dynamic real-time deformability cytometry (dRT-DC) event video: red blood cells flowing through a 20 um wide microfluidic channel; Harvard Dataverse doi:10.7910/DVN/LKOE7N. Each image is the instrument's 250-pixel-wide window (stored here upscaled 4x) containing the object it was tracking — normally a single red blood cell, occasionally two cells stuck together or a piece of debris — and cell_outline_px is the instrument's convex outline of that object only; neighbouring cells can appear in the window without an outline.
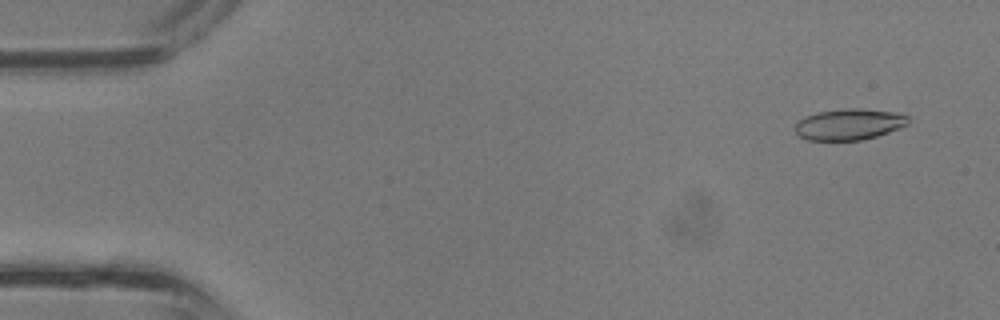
{"species": "common noctule bat (a hibernating species)", "species_latin": "Nyctalus noctula", "temperature_condition": "room temperature", "stored_images_in_passage": 13, "camera_frame_rate_fps": 3000, "um_per_image_px": 0.085, "animal": {"sex": "male", "body_mass_g": 13.3}, "frame": {"image": 1, "passage_image": 2, "time_ms": 0.333, "image_size_px": [1000, 320], "cell_outline_px": [[908, 124], [900, 128], [876, 136], [860, 140], [808, 140], [800, 136], [796, 132], [796, 124], [804, 116], [816, 112], [844, 108], [860, 108], [892, 112], [908, 116]], "centroid_in_image_um": [72.16, 10.56], "position_along_channel_um": 12.8, "area_um2": 20.4}}
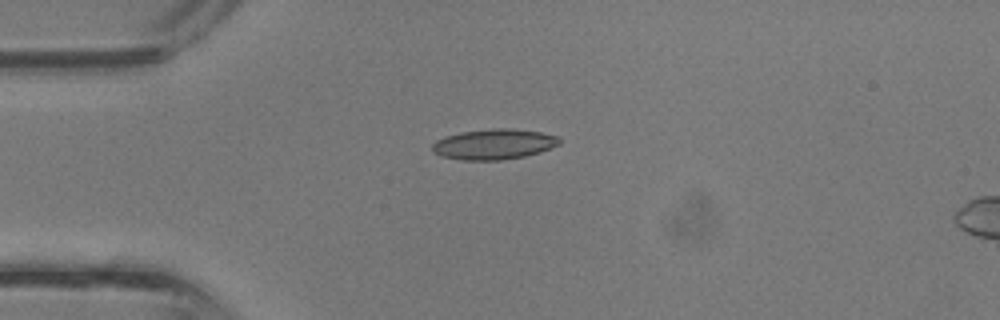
{"frame": {"image": 2, "passage_image": 9, "time_ms": 2.667, "image_size_px": [1000, 320], "cell_outline_px": [[560, 144], [540, 152], [524, 156], [500, 160], [460, 160], [440, 156], [432, 152], [432, 144], [436, 140], [444, 136], [460, 132], [492, 128], [512, 128], [540, 132], [560, 136]], "centroid_in_image_um": [41.96, 12.25], "position_along_channel_um": 43.0, "area_um2": 22.77}}
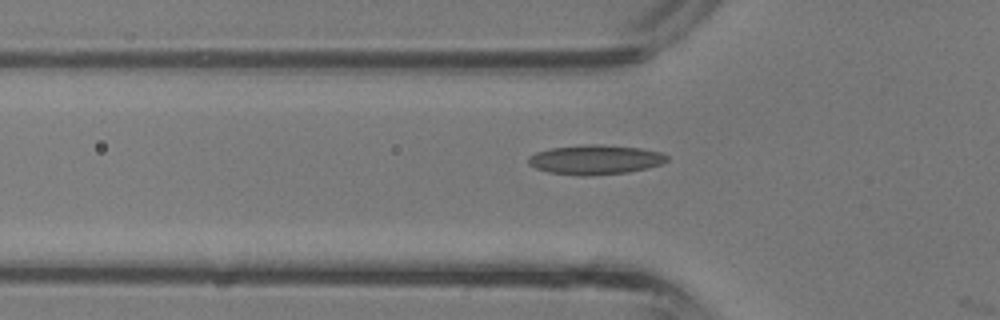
{"frame": {"image": 3, "passage_image": 12, "time_ms": 3.667, "image_size_px": [1000, 320], "cell_outline_px": [[668, 160], [660, 164], [648, 168], [628, 172], [588, 176], [580, 176], [548, 172], [536, 168], [528, 164], [528, 156], [536, 152], [548, 148], [584, 144], [600, 144], [640, 148], [660, 152], [668, 156]], "centroid_in_image_um": [50.56, 13.57], "position_along_channel_um": 75.2, "area_um2": 24.04}}